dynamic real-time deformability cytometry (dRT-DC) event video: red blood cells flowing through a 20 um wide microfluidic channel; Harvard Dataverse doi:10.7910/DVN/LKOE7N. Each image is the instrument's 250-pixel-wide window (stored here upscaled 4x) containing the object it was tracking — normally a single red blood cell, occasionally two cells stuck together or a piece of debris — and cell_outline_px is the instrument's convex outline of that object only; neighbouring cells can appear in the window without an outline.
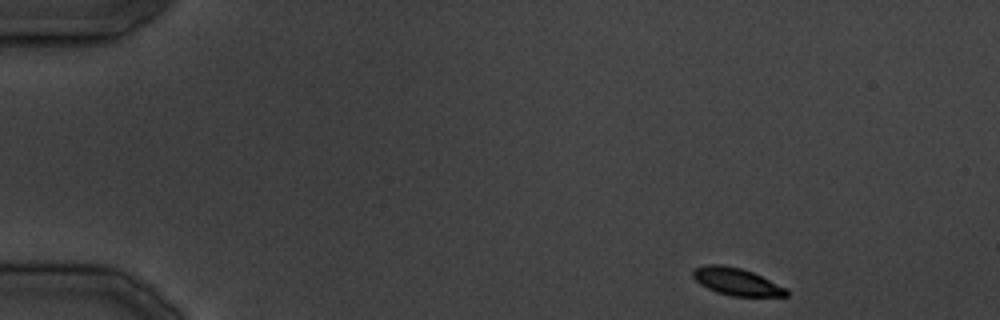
{"species": "common noctule bat (a hibernating species)", "species_latin": "Nyctalus noctula", "temperature_condition": "cold", "stored_images_in_passage": 33, "camera_frame_rate_fps": 3000, "um_per_image_px": 0.085, "animal": {"sex": "male", "body_mass_g": 19.5, "forearm_length_mm": 54.6}, "frame": {"image": 1, "passage_image": 1, "time_ms": 0.0, "image_size_px": [1000, 320], "cell_outline_px": [[788, 296], [732, 296], [716, 292], [700, 284], [692, 276], [692, 268], [704, 264], [720, 264], [740, 268], [752, 272], [788, 288]], "centroid_in_image_um": [62.59, 23.93], "position_along_channel_um": 22.4, "area_um2": 14.97}}
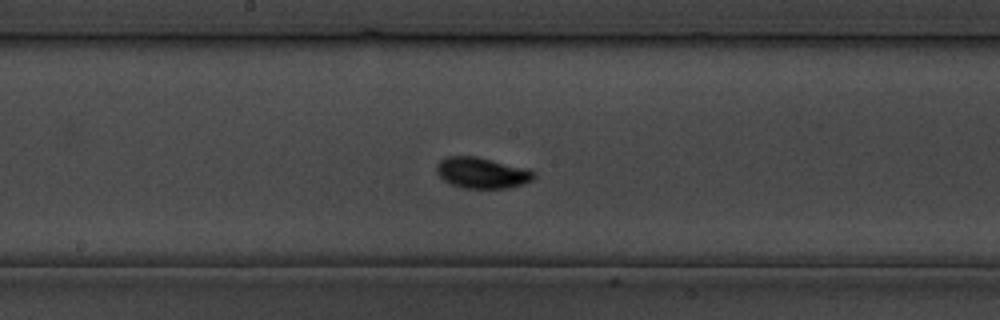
{"frame": {"image": 2, "passage_image": 16, "time_ms": 19.0, "image_size_px": [1000, 320], "cell_outline_px": [[536, 176], [532, 180], [524, 184], [508, 188], [464, 188], [452, 184], [444, 180], [436, 172], [436, 164], [440, 160], [448, 156], [476, 156], [528, 168], [536, 172]], "centroid_in_image_um": [41.0, 14.68], "position_along_channel_um": 207.2, "area_um2": 17.69}}
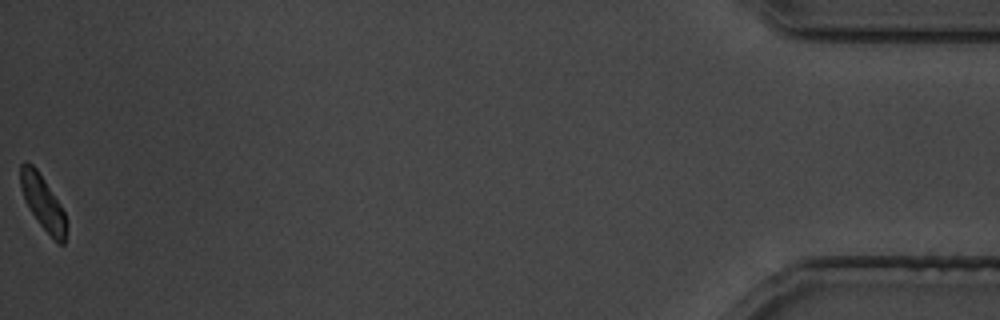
{"frame": {"image": 3, "passage_image": 33, "time_ms": 40.0, "image_size_px": [1000, 320], "cell_outline_px": [[68, 224], [64, 244], [60, 244], [40, 224], [24, 200], [20, 188], [20, 164], [24, 160], [28, 160], [36, 168], [60, 204], [68, 220]], "centroid_in_image_um": [3.63, 17.18], "position_along_channel_um": 431.6, "area_um2": 14.45}}